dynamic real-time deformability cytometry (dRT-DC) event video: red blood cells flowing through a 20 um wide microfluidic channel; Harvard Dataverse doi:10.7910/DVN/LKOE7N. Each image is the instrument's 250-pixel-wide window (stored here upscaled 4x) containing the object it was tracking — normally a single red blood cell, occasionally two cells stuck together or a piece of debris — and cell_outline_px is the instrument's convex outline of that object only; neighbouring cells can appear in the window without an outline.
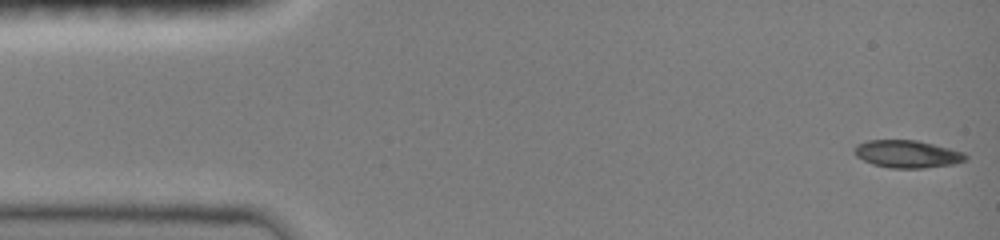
{"species": "common noctule bat (a hibernating species)", "species_latin": "Nyctalus noctula", "temperature_condition": "room temperature", "stored_images_in_passage": 27, "camera_frame_rate_fps": 3000, "um_per_image_px": 0.085, "animal": {"sex": "female", "body_mass_g": 19.0, "forearm_length_mm": 51.5}, "frame": {"image": 1, "passage_image": 1, "time_ms": 0.0, "image_size_px": [1000, 240], "cell_outline_px": [[968, 160], [956, 164], [924, 168], [892, 168], [872, 164], [856, 156], [852, 152], [852, 148], [856, 144], [868, 140], [916, 140], [964, 152], [968, 156]], "centroid_in_image_um": [77.11, 13.09], "position_along_channel_um": 7.9, "area_um2": 18.03}}
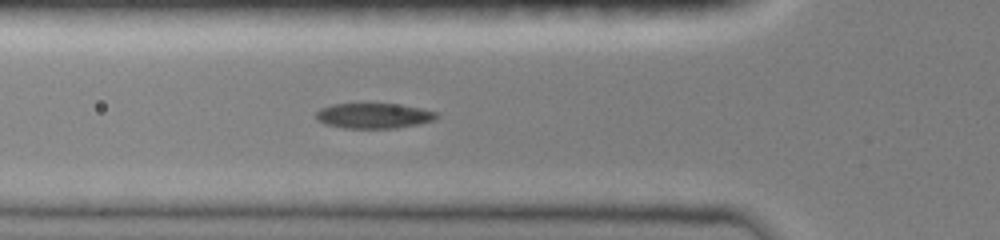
{"frame": {"image": 2, "passage_image": 23, "time_ms": 5.0, "image_size_px": [1000, 240], "cell_outline_px": [[440, 116], [436, 120], [420, 124], [396, 128], [344, 128], [324, 124], [316, 120], [316, 112], [320, 108], [332, 104], [400, 104], [420, 108], [436, 112]], "centroid_in_image_um": [31.78, 9.84], "position_along_channel_um": 94.0, "area_um2": 17.92}}
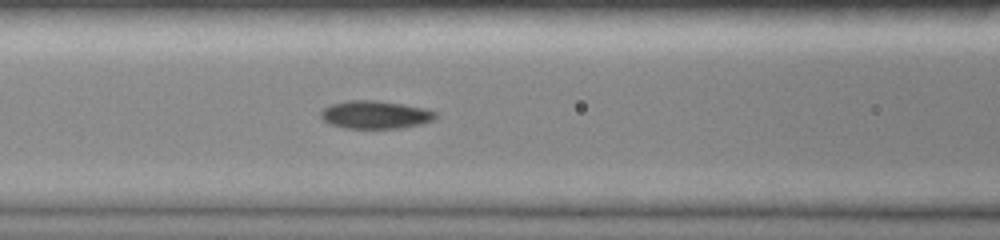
{"frame": {"image": 3, "passage_image": 27, "time_ms": 6.0, "image_size_px": [1000, 240], "cell_outline_px": [[436, 116], [432, 120], [420, 124], [400, 128], [344, 128], [328, 124], [320, 116], [320, 112], [324, 108], [332, 104], [348, 100], [376, 100], [424, 108], [436, 112]], "centroid_in_image_um": [31.85, 9.75], "position_along_channel_um": 134.7, "area_um2": 18.55}}